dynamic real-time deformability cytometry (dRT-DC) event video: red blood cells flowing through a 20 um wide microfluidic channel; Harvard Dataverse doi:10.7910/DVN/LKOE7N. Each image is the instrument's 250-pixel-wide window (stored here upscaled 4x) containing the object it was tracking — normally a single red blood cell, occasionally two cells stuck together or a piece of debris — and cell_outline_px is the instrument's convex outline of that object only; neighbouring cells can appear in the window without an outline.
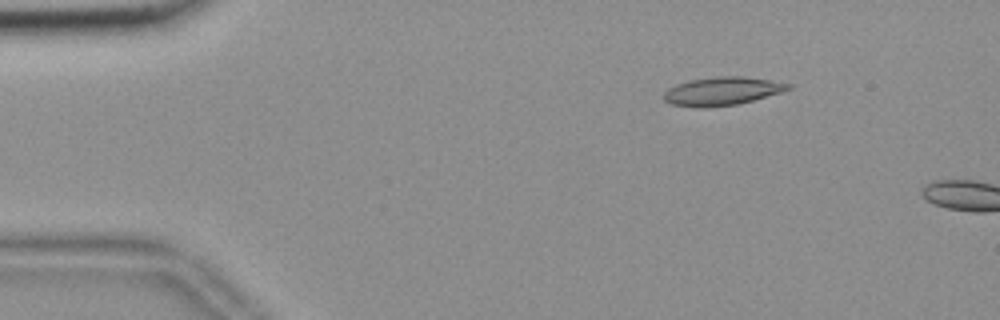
{"species": "common noctule bat (a hibernating species)", "species_latin": "Nyctalus noctula", "temperature_condition": "room temperature", "stored_images_in_passage": 7, "camera_frame_rate_fps": 3000, "um_per_image_px": 0.085, "animal": {"sex": "female", "body_mass_g": 18.4}, "frame": {"image": 1, "passage_image": 4, "time_ms": 1.0, "image_size_px": [1000, 320], "cell_outline_px": [[792, 88], [780, 92], [752, 100], [736, 104], [704, 108], [700, 108], [672, 104], [664, 100], [664, 92], [668, 88], [676, 84], [688, 80], [716, 76], [744, 76], [772, 80], [792, 84]], "centroid_in_image_um": [61.36, 7.73], "position_along_channel_um": 23.6, "area_um2": 20.52}}